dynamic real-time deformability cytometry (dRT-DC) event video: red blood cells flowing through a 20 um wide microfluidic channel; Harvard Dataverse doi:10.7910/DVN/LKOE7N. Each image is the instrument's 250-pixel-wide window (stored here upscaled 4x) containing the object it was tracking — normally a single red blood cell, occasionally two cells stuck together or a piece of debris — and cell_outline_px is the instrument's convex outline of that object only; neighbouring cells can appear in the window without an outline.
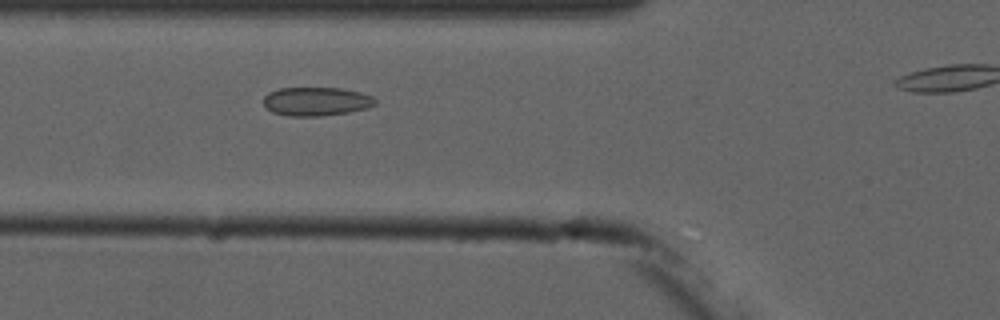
{"species": "common noctule bat (a hibernating species)", "species_latin": "Nyctalus noctula", "temperature_condition": "cold", "stored_images_in_passage": 3, "segment_of_instrument_passage": [1, 2], "camera_frame_rate_fps": 3000, "um_per_image_px": 0.085, "animal": {"sex": "male", "forearm_length_mm": 52.5}, "frame": {"image": 1, "passage_image": 2, "time_ms": 1.0, "image_size_px": [1000, 320], "cell_outline_px": [[376, 104], [368, 108], [348, 112], [320, 116], [288, 116], [272, 112], [264, 104], [264, 96], [268, 92], [280, 88], [340, 88], [360, 92], [372, 96], [376, 100]], "centroid_in_image_um": [26.88, 8.62], "position_along_channel_um": 98.9, "area_um2": 18.67}}